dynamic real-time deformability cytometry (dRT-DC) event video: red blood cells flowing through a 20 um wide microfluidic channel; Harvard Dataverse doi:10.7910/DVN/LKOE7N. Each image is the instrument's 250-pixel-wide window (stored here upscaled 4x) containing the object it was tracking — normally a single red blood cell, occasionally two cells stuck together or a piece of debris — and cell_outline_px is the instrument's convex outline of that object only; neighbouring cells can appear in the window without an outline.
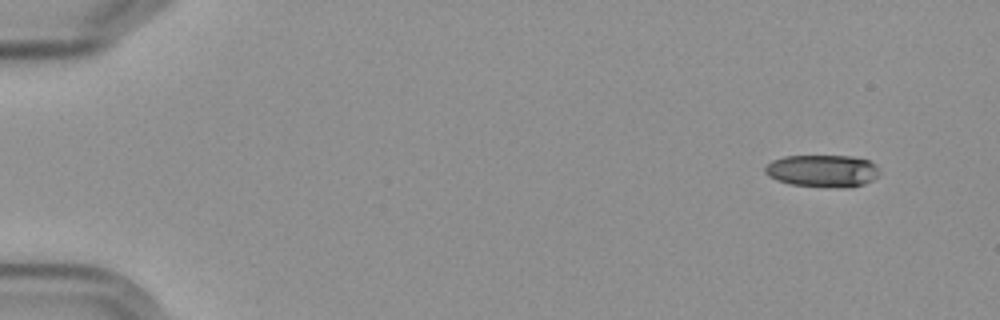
{"species": "Egyptian fruit bat (a non-hibernating species)", "species_latin": "Rousettus aegyptiacus", "temperature_condition": "cold", "stored_images_in_passage": 8, "camera_frame_rate_fps": 3000, "um_per_image_px": 0.085, "frame": {"image": 1, "passage_image": 1, "time_ms": 0.0, "image_size_px": [1000, 320], "cell_outline_px": [[880, 176], [864, 184], [828, 188], [788, 184], [776, 180], [768, 176], [764, 172], [764, 168], [772, 160], [784, 156], [852, 156], [868, 160], [876, 164], [880, 168]], "centroid_in_image_um": [69.92, 14.52], "position_along_channel_um": 15.1, "area_um2": 21.79}}
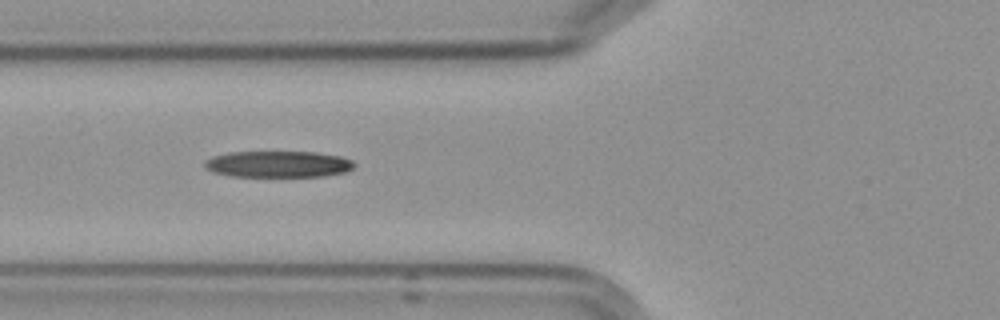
{"frame": {"image": 2, "passage_image": 6, "time_ms": 6.0, "image_size_px": [1000, 320], "cell_outline_px": [[356, 164], [352, 168], [344, 172], [324, 176], [232, 176], [212, 172], [204, 168], [204, 160], [212, 156], [228, 152], [316, 152], [340, 156], [352, 160]], "centroid_in_image_um": [23.6, 13.95], "position_along_channel_um": 102.2, "area_um2": 23.06}}
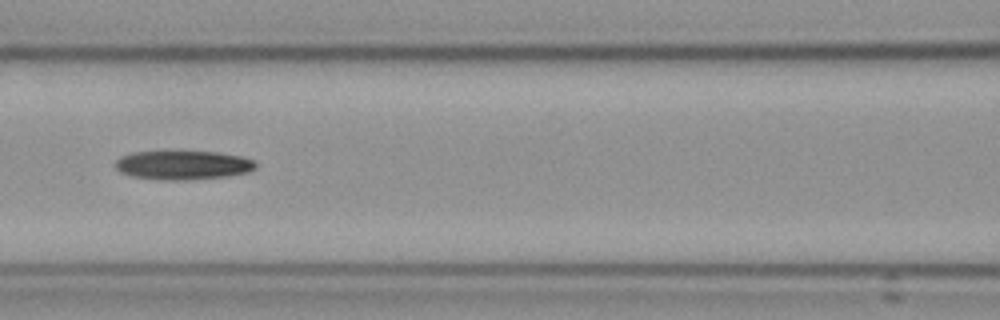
{"frame": {"image": 3, "passage_image": 7, "time_ms": 7.333, "image_size_px": [1000, 320], "cell_outline_px": [[256, 168], [248, 172], [228, 176], [184, 180], [164, 180], [132, 176], [120, 172], [112, 164], [120, 156], [132, 152], [216, 152], [244, 156], [256, 160]], "centroid_in_image_um": [15.56, 14.03], "position_along_channel_um": 151.0, "area_um2": 23.81}}